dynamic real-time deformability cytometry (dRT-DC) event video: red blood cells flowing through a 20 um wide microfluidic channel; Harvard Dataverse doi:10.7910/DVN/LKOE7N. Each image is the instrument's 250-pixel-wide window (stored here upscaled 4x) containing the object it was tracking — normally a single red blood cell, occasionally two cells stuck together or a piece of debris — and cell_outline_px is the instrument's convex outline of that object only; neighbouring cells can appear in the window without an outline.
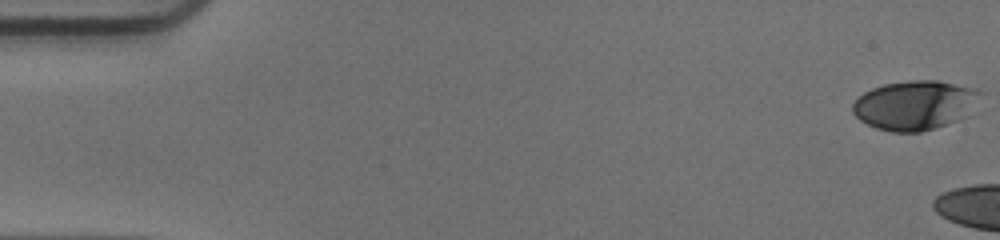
{"species": "human", "species_latin": "Homo sapiens", "temperature_condition": "warm", "stored_images_in_passage": 10, "camera_frame_rate_fps": 3000, "um_per_image_px": 0.085, "donor": {"sex": "male"}, "frame": {"image": 1, "passage_image": 1, "time_ms": 0.0, "image_size_px": [1000, 240], "cell_outline_px": [[984, 92], [968, 116], [936, 128], [920, 132], [892, 132], [876, 128], [860, 120], [852, 112], [852, 104], [864, 92], [872, 88], [884, 84], [912, 80], [936, 80], [976, 88]], "centroid_in_image_um": [77.8, 8.94], "position_along_channel_um": 7.2, "area_um2": 36.93}}